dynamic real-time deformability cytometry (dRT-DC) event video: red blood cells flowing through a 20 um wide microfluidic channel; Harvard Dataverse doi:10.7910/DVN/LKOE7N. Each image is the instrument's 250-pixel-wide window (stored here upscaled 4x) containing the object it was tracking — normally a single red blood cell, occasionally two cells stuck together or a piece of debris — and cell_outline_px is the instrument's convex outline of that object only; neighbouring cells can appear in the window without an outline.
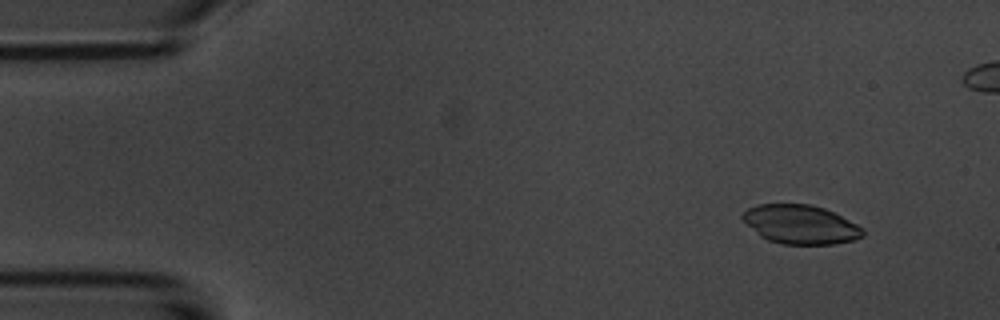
{"species": "common noctule bat (a hibernating species)", "species_latin": "Nyctalus noctula", "temperature_condition": "room temperature", "stored_images_in_passage": 13, "camera_frame_rate_fps": 3000, "um_per_image_px": 0.085, "animal": {"sex": "male", "body_mass_g": 20.1, "forearm_length_mm": 53.5}, "frame": {"image": 1, "passage_image": 4, "time_ms": 1.0, "image_size_px": [1000, 320], "cell_outline_px": [[864, 236], [856, 240], [832, 244], [784, 244], [768, 240], [760, 236], [740, 216], [748, 208], [756, 204], [812, 204], [824, 208], [864, 228]], "centroid_in_image_um": [68.06, 19.08], "position_along_channel_um": 16.9, "area_um2": 27.17}}